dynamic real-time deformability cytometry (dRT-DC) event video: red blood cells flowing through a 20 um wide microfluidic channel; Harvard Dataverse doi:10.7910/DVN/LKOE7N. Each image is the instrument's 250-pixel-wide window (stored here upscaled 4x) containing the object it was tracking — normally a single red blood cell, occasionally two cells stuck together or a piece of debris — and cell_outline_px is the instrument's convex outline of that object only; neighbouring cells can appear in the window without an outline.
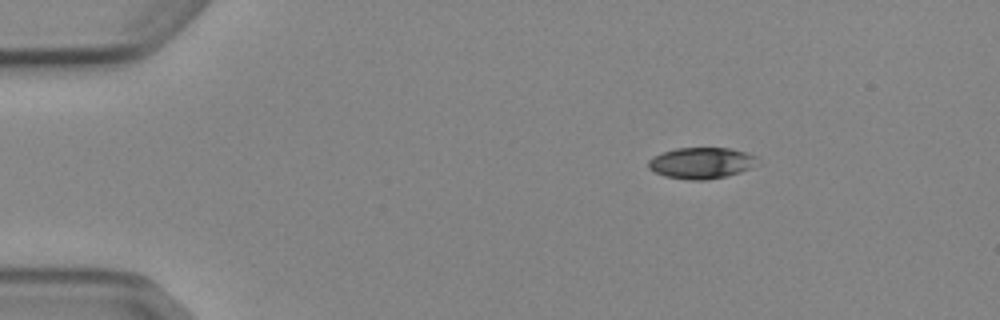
{"species": "Egyptian fruit bat (a non-hibernating species)", "species_latin": "Rousettus aegyptiacus", "temperature_condition": "cold", "stored_images_in_passage": 4, "camera_frame_rate_fps": 3000, "um_per_image_px": 0.085, "animal": {"sex": "female"}, "frame": {"image": 1, "passage_image": 1, "time_ms": 0.0, "image_size_px": [1000, 320], "cell_outline_px": [[756, 156], [748, 168], [740, 172], [708, 180], [692, 180], [664, 176], [648, 168], [648, 160], [652, 156], [676, 148], [728, 148], [744, 152]], "centroid_in_image_um": [59.51, 13.85], "position_along_channel_um": 25.5, "area_um2": 19.36}}
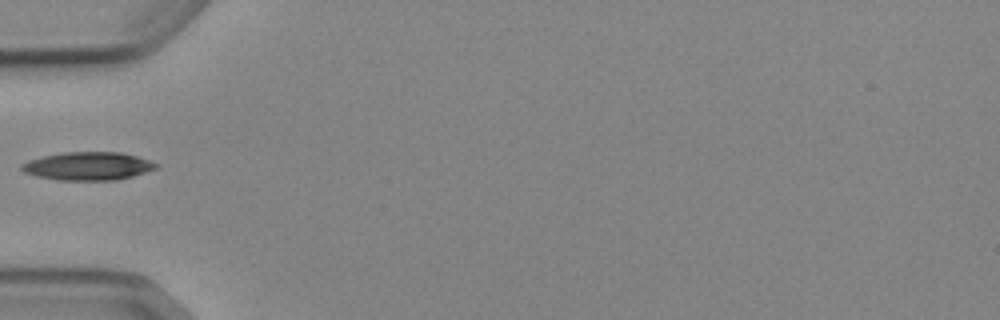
{"frame": {"image": 2, "passage_image": 4, "time_ms": 3.333, "image_size_px": [1000, 320], "cell_outline_px": [[160, 164], [156, 168], [132, 176], [116, 180], [56, 180], [36, 176], [24, 172], [20, 168], [20, 164], [28, 160], [44, 156], [64, 152], [120, 152], [136, 156]], "centroid_in_image_um": [7.44, 14.12], "position_along_channel_um": 77.6, "area_um2": 22.02}}